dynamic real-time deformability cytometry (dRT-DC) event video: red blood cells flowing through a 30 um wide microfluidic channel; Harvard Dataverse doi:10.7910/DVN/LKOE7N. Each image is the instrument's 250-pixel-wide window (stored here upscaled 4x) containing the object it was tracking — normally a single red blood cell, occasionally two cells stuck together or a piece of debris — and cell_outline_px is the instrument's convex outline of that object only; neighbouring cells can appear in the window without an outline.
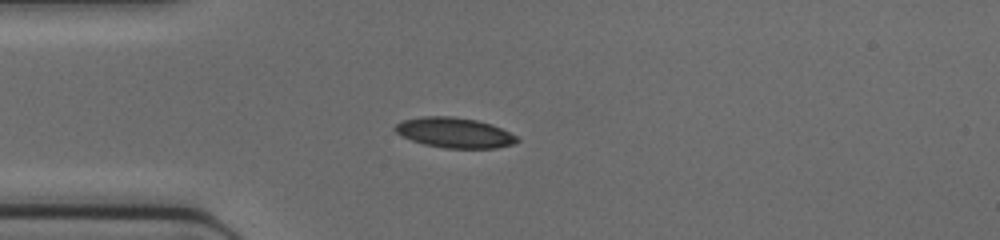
{"species": "common noctule bat (a hibernating species)", "species_latin": "Nyctalus noctula", "temperature_condition": "cold", "stored_images_in_passage": 35, "camera_frame_rate_fps": 3000, "um_per_image_px": 0.085, "animal": {"sex": "female", "body_mass_g": 17.0, "forearm_length_mm": 48.0}, "frame": {"image": 1, "passage_image": 1, "time_ms": 0.0, "image_size_px": [1000, 240], "cell_outline_px": [[520, 140], [512, 144], [496, 148], [444, 148], [424, 144], [412, 140], [396, 132], [392, 128], [400, 120], [424, 116], [452, 116], [476, 120], [492, 124], [516, 136]], "centroid_in_image_um": [38.6, 11.27], "position_along_channel_um": 46.4, "area_um2": 21.39}}
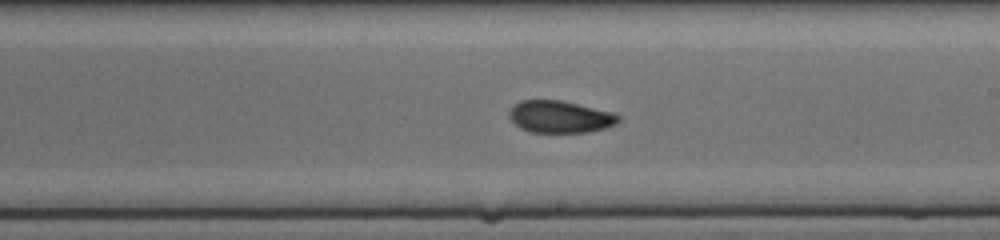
{"frame": {"image": 2, "passage_image": 15, "time_ms": 4.667, "image_size_px": [1000, 240], "cell_outline_px": [[620, 120], [616, 124], [604, 128], [588, 132], [532, 132], [520, 128], [508, 116], [508, 112], [520, 100], [560, 100], [612, 112], [620, 116]], "centroid_in_image_um": [47.6, 9.93], "position_along_channel_um": 241.4, "area_um2": 20.23}}
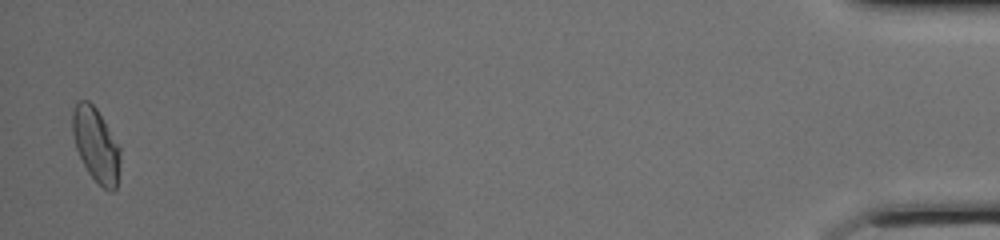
{"frame": {"image": 3, "passage_image": 34, "time_ms": 11.0, "image_size_px": [1000, 240], "cell_outline_px": [[120, 160], [116, 188], [112, 192], [108, 192], [88, 172], [76, 148], [72, 132], [72, 112], [76, 104], [80, 100], [88, 100], [96, 108], [120, 148]], "centroid_in_image_um": [8.15, 12.32], "position_along_channel_um": 427.0, "area_um2": 20.23}}